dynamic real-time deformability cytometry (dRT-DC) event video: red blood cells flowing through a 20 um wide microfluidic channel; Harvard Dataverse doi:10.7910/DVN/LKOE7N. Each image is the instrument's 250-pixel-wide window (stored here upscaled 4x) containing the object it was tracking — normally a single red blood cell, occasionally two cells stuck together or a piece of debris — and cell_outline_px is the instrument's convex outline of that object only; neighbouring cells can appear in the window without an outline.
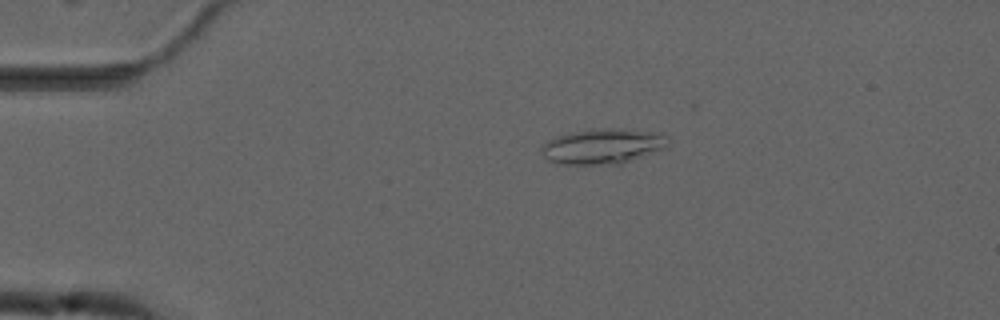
{"species": "common noctule bat (a hibernating species)", "species_latin": "Nyctalus noctula", "temperature_condition": "cold", "stored_images_in_passage": 8, "camera_frame_rate_fps": 3000, "um_per_image_px": 0.085, "animal": {"sex": "male", "forearm_length_mm": 52.5}, "frame": {"image": 1, "passage_image": 4, "time_ms": 3.667, "image_size_px": [1000, 320], "cell_outline_px": [[668, 148], [620, 164], [556, 164], [548, 160], [540, 152], [540, 144], [556, 136], [572, 132], [592, 128], [624, 128], [652, 132], [668, 136]], "centroid_in_image_um": [51.21, 12.43], "position_along_channel_um": 33.8, "area_um2": 26.47}}
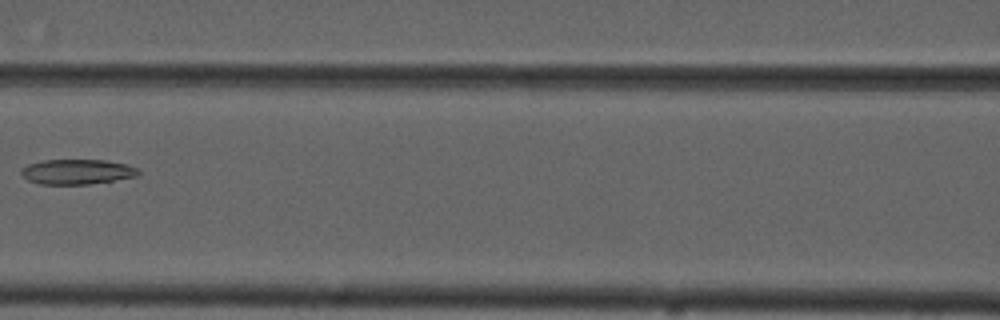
{"frame": {"image": 2, "passage_image": 8, "time_ms": 8.333, "image_size_px": [1000, 320], "cell_outline_px": [[140, 172], [136, 176], [88, 184], [40, 184], [28, 180], [20, 172], [28, 164], [44, 160], [104, 160], [128, 164], [136, 168]], "centroid_in_image_um": [6.55, 14.59], "position_along_channel_um": 160.1, "area_um2": 16.82}}